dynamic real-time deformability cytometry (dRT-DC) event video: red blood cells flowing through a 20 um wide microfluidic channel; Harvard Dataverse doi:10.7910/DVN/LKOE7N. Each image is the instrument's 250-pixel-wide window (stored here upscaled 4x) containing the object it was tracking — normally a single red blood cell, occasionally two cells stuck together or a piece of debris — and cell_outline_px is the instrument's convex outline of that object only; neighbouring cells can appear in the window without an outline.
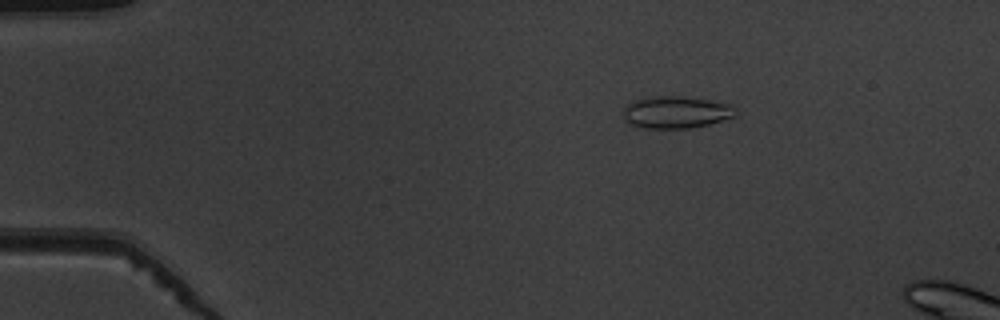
{"species": "common noctule bat (a hibernating species)", "species_latin": "Nyctalus noctula", "temperature_condition": "warm", "stored_images_in_passage": 10, "camera_frame_rate_fps": 3000, "um_per_image_px": 0.085, "animal": {"sex": "male", "body_mass_g": 19.5, "forearm_length_mm": 54.6}, "frame": {"image": 1, "passage_image": 5, "time_ms": 1.333, "image_size_px": [1000, 320], "cell_outline_px": [[736, 116], [708, 124], [692, 128], [644, 128], [632, 124], [624, 120], [624, 108], [628, 104], [636, 100], [648, 96], [680, 96], [708, 100], [732, 104], [736, 108]], "centroid_in_image_um": [57.48, 9.53], "position_along_channel_um": 27.5, "area_um2": 20.98}}